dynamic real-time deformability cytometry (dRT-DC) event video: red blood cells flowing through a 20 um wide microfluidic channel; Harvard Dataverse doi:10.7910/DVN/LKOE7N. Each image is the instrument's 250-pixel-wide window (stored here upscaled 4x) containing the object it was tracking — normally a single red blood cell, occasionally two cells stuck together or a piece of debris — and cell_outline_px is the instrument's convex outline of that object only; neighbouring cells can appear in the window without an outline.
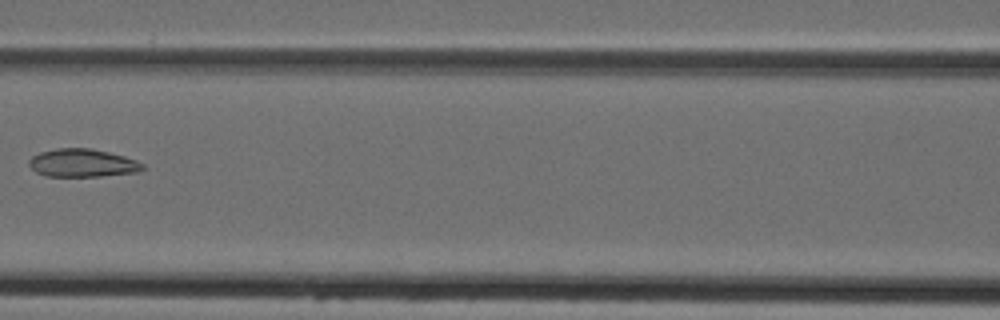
{"species": "Egyptian fruit bat (a non-hibernating species)", "species_latin": "Rousettus aegyptiacus", "temperature_condition": "cold", "stored_images_in_passage": 4, "camera_frame_rate_fps": 3000, "um_per_image_px": 0.085, "animal": {"sex": "female"}, "frame": {"image": 1, "passage_image": 3, "time_ms": 2.333, "image_size_px": [1000, 320], "cell_outline_px": [[144, 168], [136, 172], [100, 176], [44, 176], [36, 172], [28, 164], [28, 160], [32, 156], [40, 152], [56, 148], [92, 148], [124, 156], [136, 160], [144, 164]], "centroid_in_image_um": [6.98, 13.85], "position_along_channel_um": 159.6, "area_um2": 18.55}}
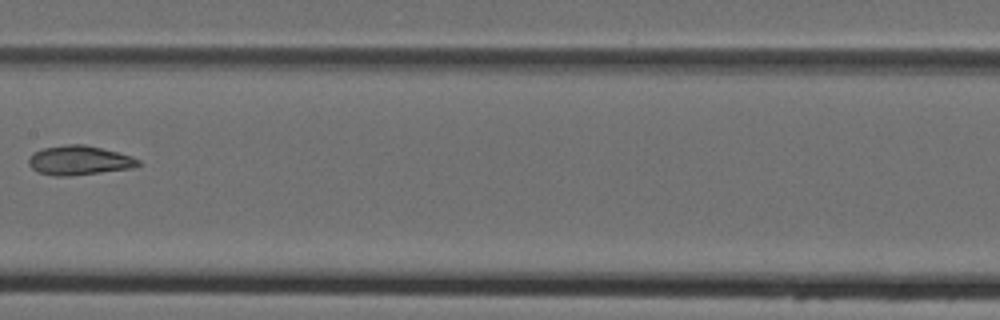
{"frame": {"image": 2, "passage_image": 4, "time_ms": 3.333, "image_size_px": [1000, 320], "cell_outline_px": [[140, 164], [132, 168], [68, 176], [52, 176], [40, 172], [32, 168], [28, 164], [28, 156], [32, 152], [44, 148], [68, 144], [84, 144], [132, 156], [140, 160]], "centroid_in_image_um": [6.69, 13.63], "position_along_channel_um": 200.7, "area_um2": 18.61}}